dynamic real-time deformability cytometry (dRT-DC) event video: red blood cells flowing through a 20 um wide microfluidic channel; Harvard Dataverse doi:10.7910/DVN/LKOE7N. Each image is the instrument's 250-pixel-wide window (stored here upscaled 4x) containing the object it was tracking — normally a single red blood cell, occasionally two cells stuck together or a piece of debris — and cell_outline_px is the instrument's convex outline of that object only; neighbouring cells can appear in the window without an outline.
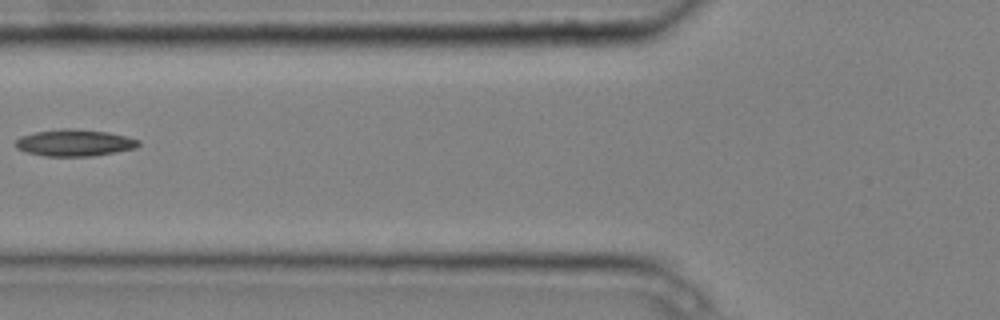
{"species": "common noctule bat (a hibernating species)", "species_latin": "Nyctalus noctula", "temperature_condition": "cold", "stored_images_in_passage": 6, "camera_frame_rate_fps": 3000, "um_per_image_px": 0.085, "animal": {"sex": "male", "body_mass_g": 20.4}, "frame": {"image": 1, "passage_image": 6, "time_ms": 1.667, "image_size_px": [1000, 320], "cell_outline_px": [[140, 144], [136, 148], [116, 152], [92, 156], [44, 156], [28, 152], [16, 148], [16, 140], [20, 136], [36, 132], [60, 128], [72, 128], [108, 132], [128, 136], [140, 140]], "centroid_in_image_um": [6.37, 12.13], "position_along_channel_um": 119.4, "area_um2": 19.25}}